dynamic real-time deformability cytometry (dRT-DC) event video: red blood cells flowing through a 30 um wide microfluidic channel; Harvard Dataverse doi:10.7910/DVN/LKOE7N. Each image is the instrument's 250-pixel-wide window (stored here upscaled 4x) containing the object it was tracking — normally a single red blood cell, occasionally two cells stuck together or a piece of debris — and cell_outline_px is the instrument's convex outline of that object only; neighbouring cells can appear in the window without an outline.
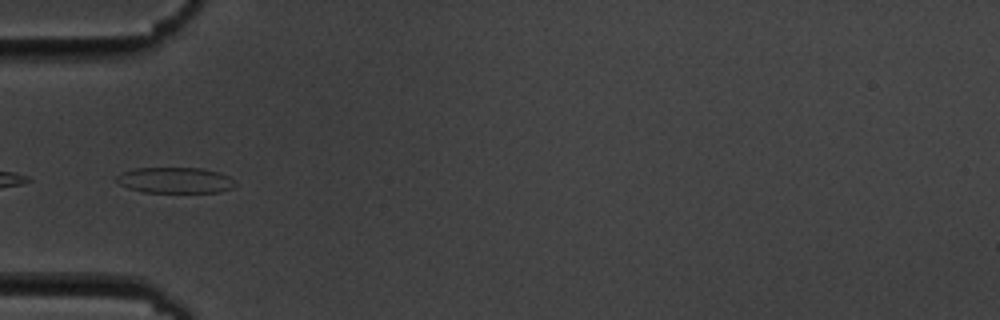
{"species": "common noctule bat (a hibernating species)", "species_latin": "Nyctalus noctula", "temperature_condition": "cold", "stored_images_in_passage": 9, "camera_frame_rate_fps": 3000, "um_per_image_px": 0.085, "animal": {"sex": "male", "body_mass_g": 19.5, "forearm_length_mm": 54.6}, "frame": {"image": 1, "passage_image": 6, "time_ms": 5.667, "image_size_px": [1000, 320], "cell_outline_px": [[236, 184], [232, 188], [220, 192], [144, 192], [128, 188], [120, 184], [116, 180], [116, 176], [124, 172], [136, 168], [200, 168], [220, 172], [228, 176]], "centroid_in_image_um": [14.9, 15.32], "position_along_channel_um": 70.1, "area_um2": 17.74}}
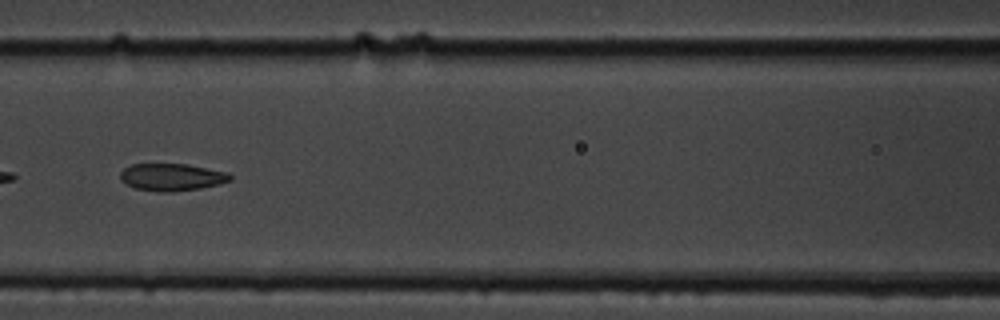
{"frame": {"image": 2, "passage_image": 8, "time_ms": 8.0, "image_size_px": [1000, 320], "cell_outline_px": [[232, 180], [220, 184], [200, 188], [172, 192], [160, 192], [136, 188], [124, 184], [120, 180], [120, 172], [124, 168], [132, 164], [188, 164], [228, 172], [232, 176]], "centroid_in_image_um": [14.6, 15.05], "position_along_channel_um": 152.0, "area_um2": 17.63}}
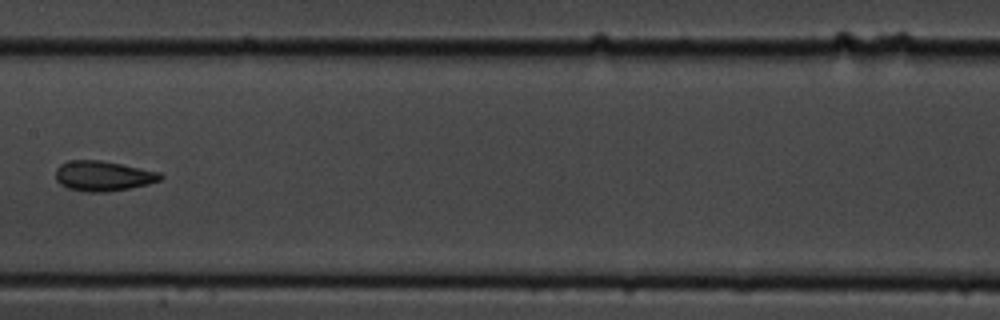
{"frame": {"image": 3, "passage_image": 9, "time_ms": 9.333, "image_size_px": [1000, 320], "cell_outline_px": [[164, 176], [160, 180], [148, 184], [108, 192], [88, 192], [68, 188], [60, 184], [56, 180], [56, 168], [60, 164], [68, 160], [100, 160], [160, 172]], "centroid_in_image_um": [8.74, 14.95], "position_along_channel_um": 198.7, "area_um2": 18.32}}